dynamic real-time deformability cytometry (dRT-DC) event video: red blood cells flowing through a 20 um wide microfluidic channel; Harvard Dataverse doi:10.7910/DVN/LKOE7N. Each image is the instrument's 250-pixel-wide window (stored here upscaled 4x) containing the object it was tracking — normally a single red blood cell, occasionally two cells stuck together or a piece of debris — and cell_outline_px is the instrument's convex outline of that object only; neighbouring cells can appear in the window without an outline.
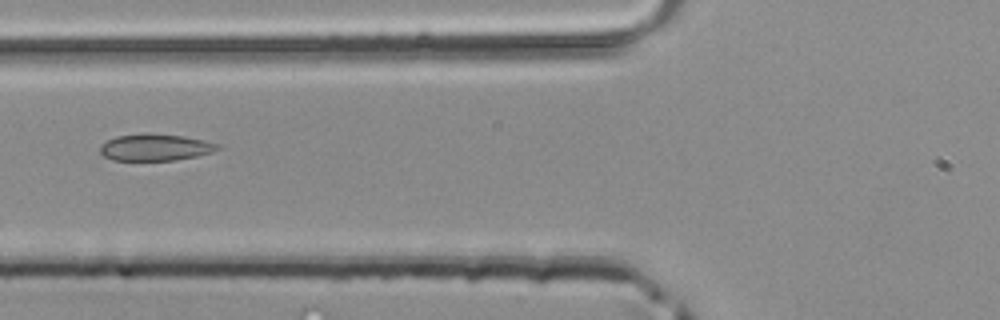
{"species": "common noctule bat (a hibernating species)", "species_latin": "Nyctalus noctula", "temperature_condition": "room temperature", "stored_images_in_passage": 4, "segment_of_instrument_passage": [1, 2], "camera_frame_rate_fps": 3000, "um_per_image_px": 0.085, "animal": {"sex": "male", "body_mass_g": 20.4}, "frame": {"image": 1, "passage_image": 3, "time_ms": 0.667, "image_size_px": [1000, 320], "cell_outline_px": [[220, 148], [212, 152], [196, 156], [176, 160], [112, 160], [104, 156], [100, 152], [100, 144], [116, 136], [144, 132], [184, 136], [204, 140], [220, 144]], "centroid_in_image_um": [13.19, 12.51], "position_along_channel_um": 112.6, "area_um2": 18.5}}